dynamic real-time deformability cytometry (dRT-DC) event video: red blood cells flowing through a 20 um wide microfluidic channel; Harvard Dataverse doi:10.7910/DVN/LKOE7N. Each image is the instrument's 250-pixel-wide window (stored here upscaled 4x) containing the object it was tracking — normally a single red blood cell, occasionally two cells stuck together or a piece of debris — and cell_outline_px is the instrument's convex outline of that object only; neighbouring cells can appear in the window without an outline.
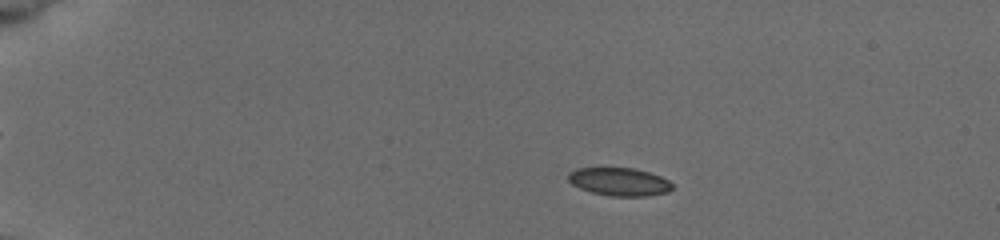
{"species": "common noctule bat (a hibernating species)", "species_latin": "Nyctalus noctula", "temperature_condition": "cold", "stored_images_in_passage": 35, "camera_frame_rate_fps": 3000, "um_per_image_px": 0.085, "animal": {"sex": "female", "body_mass_g": 19.5, "forearm_length_mm": 54.1}, "frame": {"image": 1, "passage_image": 12, "time_ms": 4.0, "image_size_px": [1000, 240], "cell_outline_px": [[672, 188], [668, 192], [648, 196], [608, 196], [592, 192], [580, 188], [572, 184], [568, 180], [568, 172], [576, 168], [636, 168], [660, 176], [668, 180], [672, 184]], "centroid_in_image_um": [52.63, 15.45], "position_along_channel_um": 32.4, "area_um2": 17.05}}
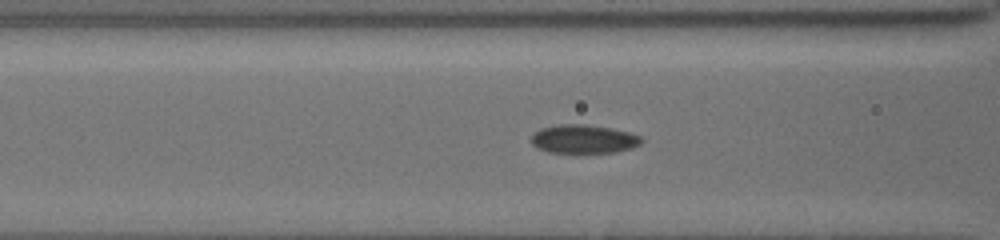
{"frame": {"image": 2, "passage_image": 25, "time_ms": 8.333, "image_size_px": [1000, 240], "cell_outline_px": [[644, 140], [640, 144], [632, 148], [616, 152], [576, 156], [548, 152], [536, 148], [528, 140], [532, 132], [540, 128], [560, 124], [584, 124], [612, 128], [628, 132], [640, 136]], "centroid_in_image_um": [49.54, 11.87], "position_along_channel_um": 117.1, "area_um2": 19.59}}
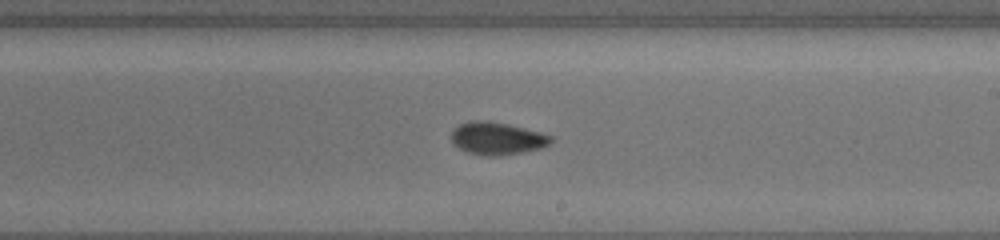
{"frame": {"image": 3, "passage_image": 35, "time_ms": 11.667, "image_size_px": [1000, 240], "cell_outline_px": [[552, 140], [544, 148], [500, 156], [484, 156], [468, 152], [452, 144], [452, 128], [468, 120], [488, 120], [508, 124], [540, 132], [552, 136]], "centroid_in_image_um": [42.23, 11.76], "position_along_channel_um": 246.8, "area_um2": 19.07}}